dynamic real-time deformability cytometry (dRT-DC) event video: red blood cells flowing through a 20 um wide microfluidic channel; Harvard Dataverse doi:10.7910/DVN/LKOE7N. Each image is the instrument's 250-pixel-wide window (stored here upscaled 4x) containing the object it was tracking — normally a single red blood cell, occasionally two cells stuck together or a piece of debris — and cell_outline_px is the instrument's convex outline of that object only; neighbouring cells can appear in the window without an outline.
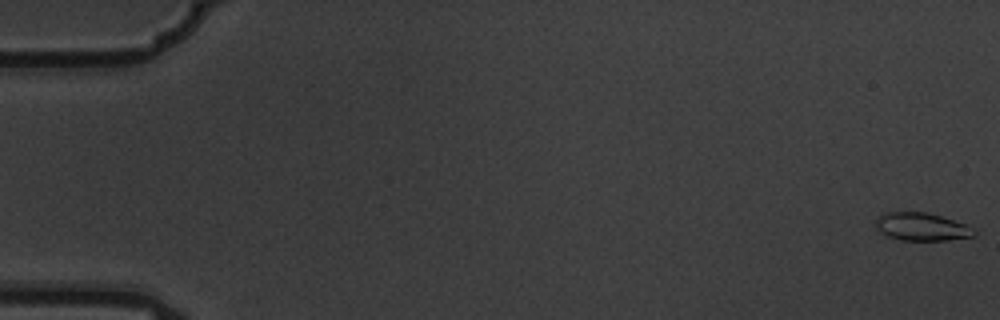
{"species": "common noctule bat (a hibernating species)", "species_latin": "Nyctalus noctula", "temperature_condition": "warm", "stored_images_in_passage": 4, "camera_frame_rate_fps": 3000, "um_per_image_px": 0.085, "animal": {"sex": "male", "body_mass_g": 19.5, "forearm_length_mm": 54.6}, "frame": {"image": 1, "passage_image": 1, "time_ms": 0.0, "image_size_px": [1000, 320], "cell_outline_px": [[976, 232], [972, 236], [948, 240], [900, 240], [888, 236], [880, 232], [876, 228], [876, 216], [884, 212], [924, 212], [940, 216], [968, 224]], "centroid_in_image_um": [78.31, 19.27], "position_along_channel_um": 6.7, "area_um2": 16.01}}